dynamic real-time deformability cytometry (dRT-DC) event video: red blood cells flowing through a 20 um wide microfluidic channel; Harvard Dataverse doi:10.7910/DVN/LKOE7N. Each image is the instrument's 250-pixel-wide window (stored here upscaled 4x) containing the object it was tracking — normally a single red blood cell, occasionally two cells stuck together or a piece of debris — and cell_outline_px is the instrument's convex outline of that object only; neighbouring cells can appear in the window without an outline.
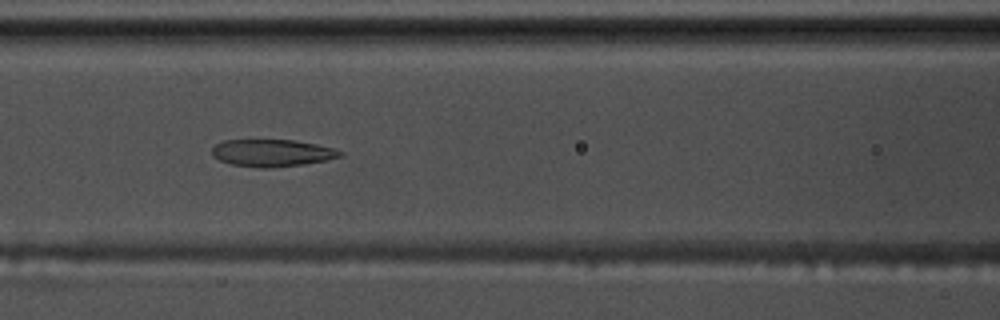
{"species": "common noctule bat (a hibernating species)", "species_latin": "Nyctalus noctula", "temperature_condition": "warm", "stored_images_in_passage": 46, "camera_frame_rate_fps": 3000, "um_per_image_px": 0.085, "animal": {"sex": "male", "body_mass_g": 17.5, "forearm_length_mm": 52.3}, "frame": {"image": 1, "passage_image": 24, "time_ms": 7.667, "image_size_px": [1000, 320], "cell_outline_px": [[344, 156], [304, 164], [272, 168], [260, 168], [232, 164], [220, 160], [212, 156], [212, 148], [216, 144], [224, 140], [292, 140], [316, 144], [332, 148], [344, 152]], "centroid_in_image_um": [23.12, 13.0], "position_along_channel_um": 143.5, "area_um2": 20.23}}
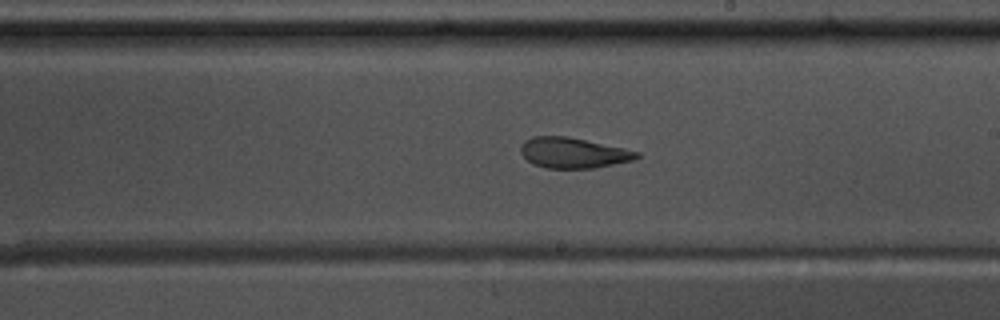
{"frame": {"image": 2, "passage_image": 32, "time_ms": 10.333, "image_size_px": [1000, 320], "cell_outline_px": [[640, 156], [632, 160], [592, 168], [548, 168], [532, 164], [520, 152], [520, 144], [524, 140], [532, 136], [568, 136], [624, 148], [640, 152]], "centroid_in_image_um": [48.68, 12.98], "position_along_channel_um": 240.3, "area_um2": 20.58}}
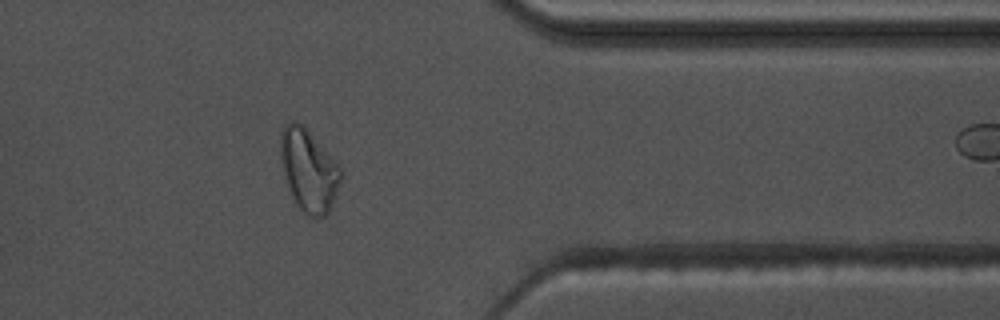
{"frame": {"image": 3, "passage_image": 45, "time_ms": 14.667, "image_size_px": [1000, 320], "cell_outline_px": [[344, 176], [328, 212], [324, 216], [316, 220], [308, 216], [296, 204], [288, 188], [280, 156], [280, 132], [284, 124], [288, 120], [296, 120], [308, 132], [340, 168]], "centroid_in_image_um": [26.22, 14.51], "position_along_channel_um": 385.2, "area_um2": 28.55}}